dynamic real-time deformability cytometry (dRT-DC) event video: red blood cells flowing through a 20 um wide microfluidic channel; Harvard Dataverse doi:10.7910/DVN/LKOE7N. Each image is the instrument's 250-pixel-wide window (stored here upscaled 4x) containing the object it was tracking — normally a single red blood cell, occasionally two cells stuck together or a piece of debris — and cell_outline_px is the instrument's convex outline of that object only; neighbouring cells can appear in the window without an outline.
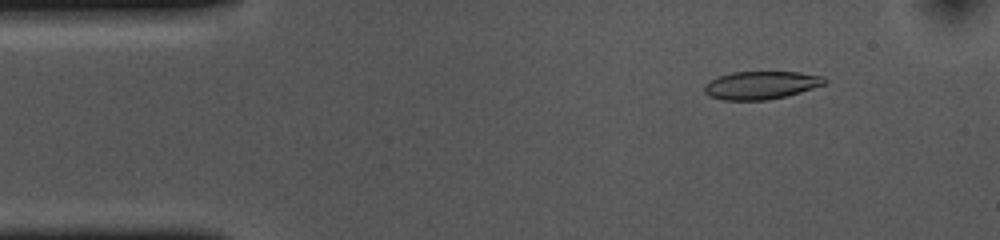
{"species": "common noctule bat (a hibernating species)", "species_latin": "Nyctalus noctula", "temperature_condition": "cold", "stored_images_in_passage": 49, "camera_frame_rate_fps": 3000, "um_per_image_px": 0.085, "animal": {"sex": "female", "body_mass_g": 10.0, "forearm_length_mm": 53.1}, "frame": {"image": 1, "passage_image": 2, "time_ms": 0.333, "image_size_px": [1000, 240], "cell_outline_px": [[828, 80], [824, 84], [800, 92], [768, 100], [724, 100], [708, 96], [704, 92], [704, 84], [708, 80], [732, 72], [800, 72], [824, 76]], "centroid_in_image_um": [64.66, 7.24], "position_along_channel_um": 20.3, "area_um2": 19.65}}
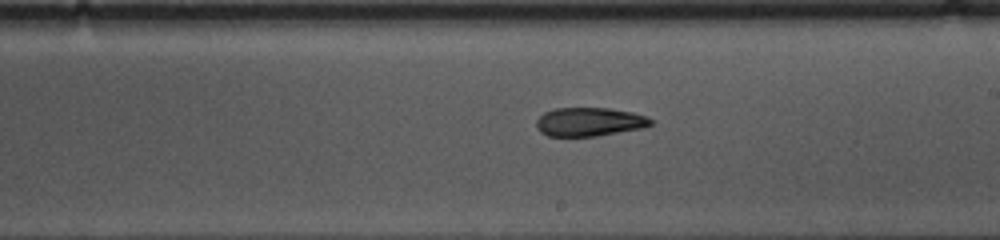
{"frame": {"image": 2, "passage_image": 25, "time_ms": 8.0, "image_size_px": [1000, 240], "cell_outline_px": [[652, 124], [644, 128], [596, 136], [548, 136], [540, 132], [536, 128], [536, 120], [544, 112], [556, 108], [608, 108], [632, 112], [648, 116], [652, 120]], "centroid_in_image_um": [50.1, 10.36], "position_along_channel_um": 238.9, "area_um2": 19.25}}
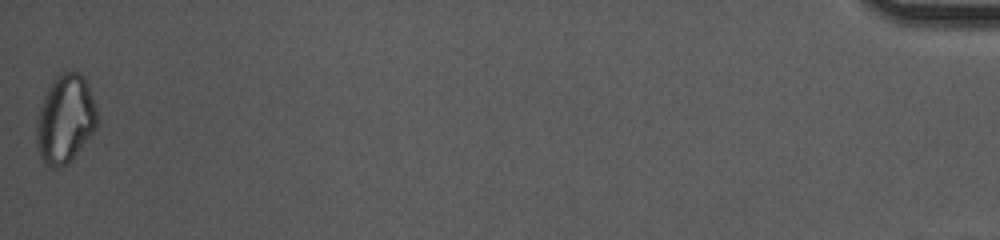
{"frame": {"image": 3, "passage_image": 49, "time_ms": 16.0, "image_size_px": [1000, 240], "cell_outline_px": [[100, 120], [96, 128], [68, 164], [56, 168], [48, 164], [40, 156], [36, 140], [36, 128], [40, 108], [44, 96], [48, 88], [56, 76], [60, 72], [80, 72], [84, 76], [100, 116]], "centroid_in_image_um": [5.58, 10.1], "position_along_channel_um": 429.6, "area_um2": 31.1}, "authors_computed_cell_mechanics": {"area_um2": 20.519, "velocity_mm_per_s": 3.6721, "shape_relaxation_time_tau1_ms": 8.7821, "shape_relaxation_time_tau2_ms": null, "deformation_change_tau1": 0.1973, "deformation_change_tau2": null}}